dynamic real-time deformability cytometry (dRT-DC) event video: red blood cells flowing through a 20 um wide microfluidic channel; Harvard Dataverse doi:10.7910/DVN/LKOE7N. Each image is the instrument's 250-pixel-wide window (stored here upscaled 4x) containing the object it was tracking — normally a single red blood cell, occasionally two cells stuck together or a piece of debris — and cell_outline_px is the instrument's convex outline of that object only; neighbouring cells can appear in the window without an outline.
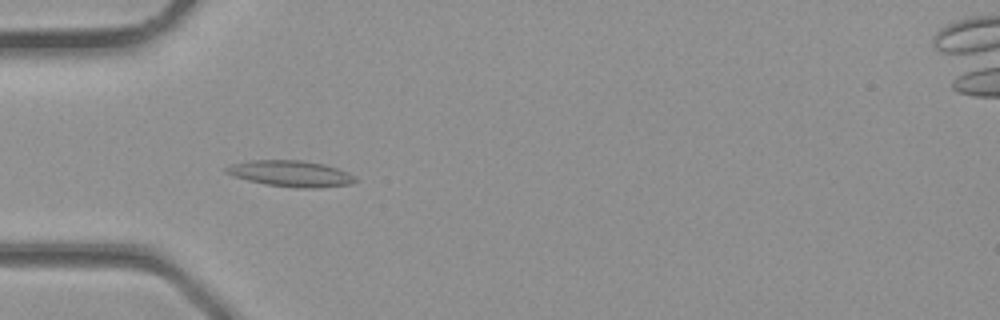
{"species": "common noctule bat (a hibernating species)", "species_latin": "Nyctalus noctula", "temperature_condition": "room temperature", "stored_images_in_passage": 29, "camera_frame_rate_fps": 3000, "um_per_image_px": 0.085, "animal": {"sex": "male", "body_mass_g": 23.1, "forearm_length_mm": 52.7}, "frame": {"image": 1, "passage_image": 9, "time_ms": 2.667, "image_size_px": [1000, 320], "cell_outline_px": [[360, 180], [352, 184], [320, 188], [300, 188], [264, 184], [232, 176], [224, 172], [224, 168], [232, 164], [248, 160], [304, 160], [324, 164], [348, 172]], "centroid_in_image_um": [24.73, 14.76], "position_along_channel_um": 60.3, "area_um2": 19.88}}
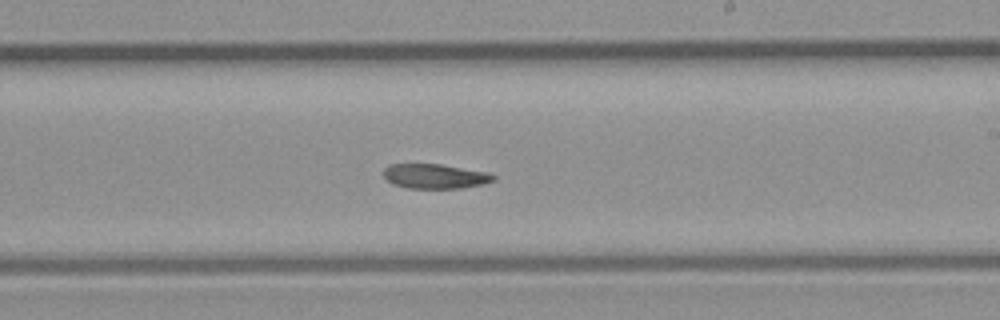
{"frame": {"image": 2, "passage_image": 19, "time_ms": 6.0, "image_size_px": [1000, 320], "cell_outline_px": [[496, 180], [484, 184], [460, 188], [408, 188], [392, 184], [384, 176], [384, 168], [388, 164], [440, 164], [488, 172], [496, 176]], "centroid_in_image_um": [36.99, 14.98], "position_along_channel_um": 252.0, "area_um2": 15.84}}
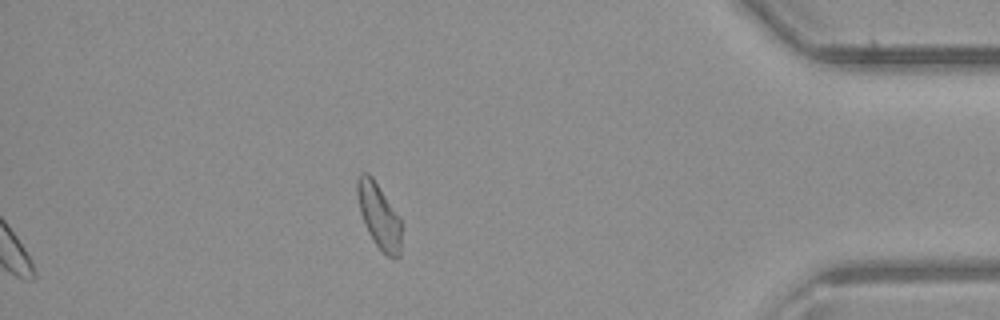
{"frame": {"image": 3, "passage_image": 29, "time_ms": 9.333, "image_size_px": [1000, 320], "cell_outline_px": [[400, 256], [392, 260], [376, 244], [368, 232], [360, 212], [356, 196], [356, 180], [360, 172], [368, 172], [372, 176], [400, 220]], "centroid_in_image_um": [32.17, 18.32], "position_along_channel_um": 403.0, "area_um2": 16.42}}